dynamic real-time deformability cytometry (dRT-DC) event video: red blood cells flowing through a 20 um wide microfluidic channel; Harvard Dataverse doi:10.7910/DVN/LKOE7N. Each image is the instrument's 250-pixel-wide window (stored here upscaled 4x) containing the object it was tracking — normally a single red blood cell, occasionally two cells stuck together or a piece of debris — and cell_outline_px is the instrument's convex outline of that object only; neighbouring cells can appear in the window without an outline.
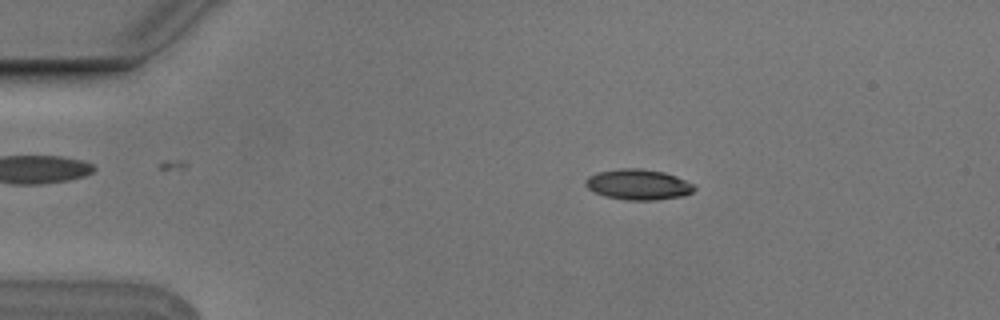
{"species": "Egyptian fruit bat (a non-hibernating species)", "species_latin": "Rousettus aegyptiacus", "temperature_condition": "cold", "stored_images_in_passage": 5, "camera_frame_rate_fps": 3000, "um_per_image_px": 0.085, "animal": {"sex": "male"}, "frame": {"image": 1, "passage_image": 3, "time_ms": 0.667, "image_size_px": [1000, 320], "cell_outline_px": [[696, 188], [692, 192], [684, 196], [656, 200], [628, 200], [604, 196], [588, 188], [584, 184], [584, 180], [588, 176], [596, 172], [620, 168], [640, 168], [664, 172], [676, 176], [692, 184]], "centroid_in_image_um": [54.23, 15.68], "position_along_channel_um": 30.8, "area_um2": 19.42}}
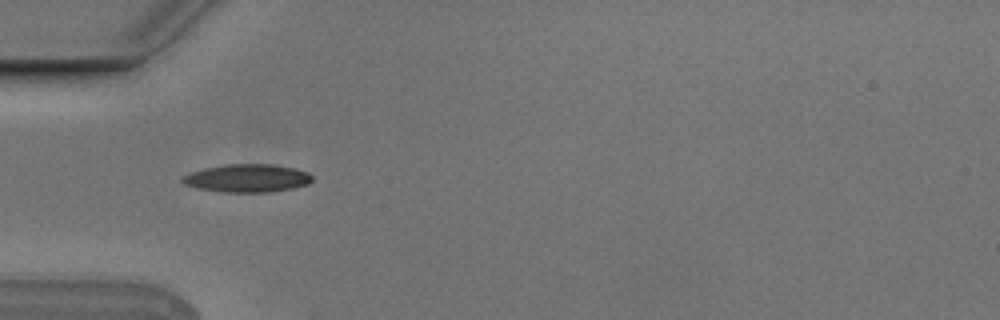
{"frame": {"image": 2, "passage_image": 4, "time_ms": 1.0, "image_size_px": [1000, 320], "cell_outline_px": [[312, 180], [308, 184], [292, 188], [268, 192], [224, 192], [196, 188], [184, 184], [180, 180], [184, 176], [192, 172], [204, 168], [228, 164], [272, 164], [292, 168], [308, 172], [312, 176]], "centroid_in_image_um": [21.0, 15.15], "position_along_channel_um": 64.0, "area_um2": 21.04}}